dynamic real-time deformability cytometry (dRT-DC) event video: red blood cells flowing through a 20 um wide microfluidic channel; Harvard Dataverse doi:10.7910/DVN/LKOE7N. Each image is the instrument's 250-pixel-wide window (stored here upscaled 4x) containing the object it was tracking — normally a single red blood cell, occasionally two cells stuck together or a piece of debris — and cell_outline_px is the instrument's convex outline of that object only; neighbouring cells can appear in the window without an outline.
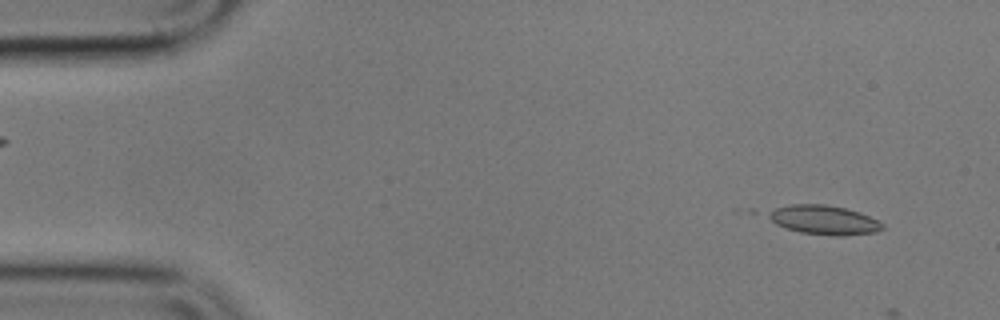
{"species": "common noctule bat (a hibernating species)", "species_latin": "Nyctalus noctula", "temperature_condition": "cold", "stored_images_in_passage": 7, "camera_frame_rate_fps": 3000, "um_per_image_px": 0.085, "animal": {"sex": "male", "body_mass_g": 17.9}, "frame": {"image": 1, "passage_image": 4, "time_ms": 1.0, "image_size_px": [1000, 320], "cell_outline_px": [[884, 228], [876, 232], [844, 236], [836, 236], [800, 232], [776, 224], [748, 212], [752, 208], [792, 204], [824, 204], [844, 208], [860, 212], [884, 224]], "centroid_in_image_um": [69.64, 18.64], "position_along_channel_um": 15.4, "area_um2": 20.92}}